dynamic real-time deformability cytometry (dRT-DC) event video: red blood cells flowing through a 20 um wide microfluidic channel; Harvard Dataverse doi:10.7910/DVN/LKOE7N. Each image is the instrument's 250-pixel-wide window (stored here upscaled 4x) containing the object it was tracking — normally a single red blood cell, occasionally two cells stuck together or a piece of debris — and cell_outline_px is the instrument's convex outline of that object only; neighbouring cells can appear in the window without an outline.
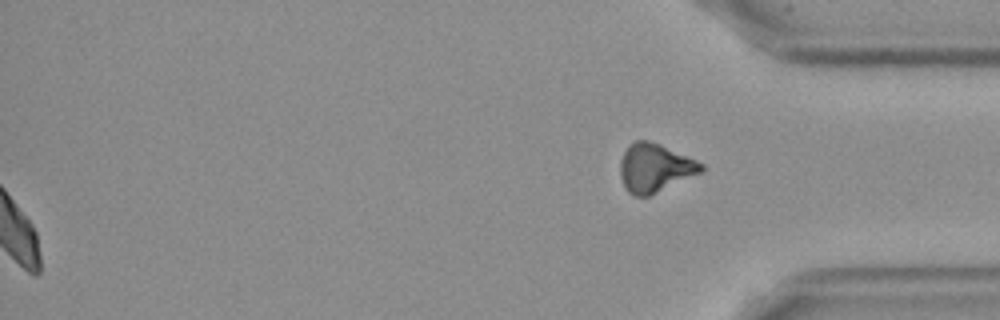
{"species": "Egyptian fruit bat (a non-hibernating species)", "species_latin": "Rousettus aegyptiacus", "temperature_condition": "cold", "stored_images_in_passage": 54, "segment_of_instrument_passage": [2, 2], "camera_frame_rate_fps": 3000, "um_per_image_px": 0.085, "frame": {"image": 1, "passage_image": 54, "time_ms": 17.667, "image_size_px": [1000, 320], "cell_outline_px": [[704, 168], [700, 172], [648, 196], [636, 196], [628, 192], [624, 188], [620, 176], [620, 160], [624, 152], [636, 140], [648, 140], [660, 144], [696, 160], [704, 164]], "centroid_in_image_um": [55.62, 14.27], "position_along_channel_um": 379.6, "area_um2": 22.48}}